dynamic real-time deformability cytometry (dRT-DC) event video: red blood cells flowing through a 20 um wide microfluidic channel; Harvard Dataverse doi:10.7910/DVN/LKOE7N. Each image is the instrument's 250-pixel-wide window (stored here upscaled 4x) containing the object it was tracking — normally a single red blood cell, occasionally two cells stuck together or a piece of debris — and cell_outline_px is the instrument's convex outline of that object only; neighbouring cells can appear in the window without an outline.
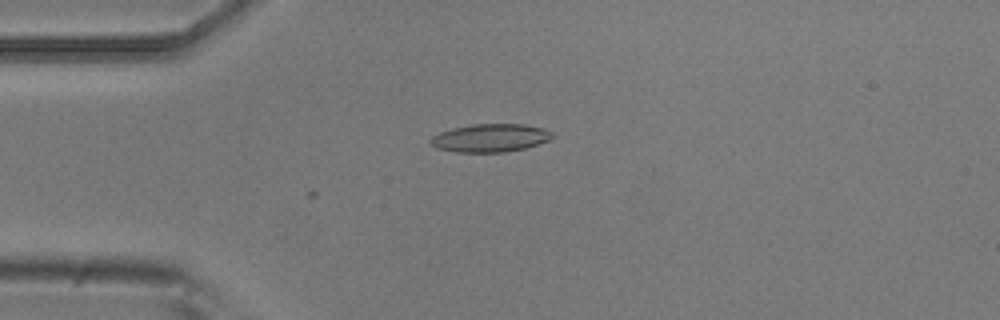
{"species": "common noctule bat (a hibernating species)", "species_latin": "Nyctalus noctula", "temperature_condition": "room temperature", "stored_images_in_passage": 5, "camera_frame_rate_fps": 3000, "um_per_image_px": 0.085, "animal": {"sex": "male", "body_mass_g": 20.5, "forearm_length_mm": 52.5}, "frame": {"image": 1, "passage_image": 3, "time_ms": 0.667, "image_size_px": [1000, 320], "cell_outline_px": [[556, 136], [548, 140], [524, 148], [504, 152], [456, 152], [436, 148], [428, 140], [432, 136], [440, 132], [452, 128], [472, 124], [524, 124], [544, 128], [552, 132]], "centroid_in_image_um": [41.66, 11.72], "position_along_channel_um": 43.3, "area_um2": 19.94}}
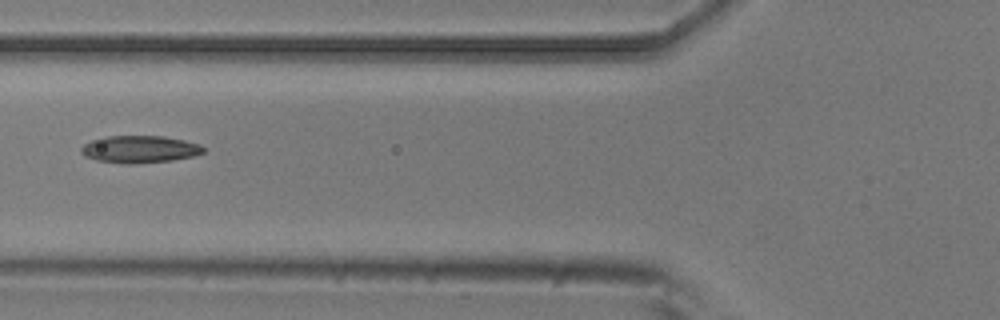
{"frame": {"image": 2, "passage_image": 5, "time_ms": 1.333, "image_size_px": [1000, 320], "cell_outline_px": [[204, 152], [192, 156], [172, 160], [132, 164], [124, 164], [96, 160], [84, 156], [80, 152], [80, 148], [84, 144], [92, 140], [104, 136], [164, 136], [184, 140], [200, 144], [204, 148]], "centroid_in_image_um": [11.84, 12.68], "position_along_channel_um": 114.0, "area_um2": 19.48}}